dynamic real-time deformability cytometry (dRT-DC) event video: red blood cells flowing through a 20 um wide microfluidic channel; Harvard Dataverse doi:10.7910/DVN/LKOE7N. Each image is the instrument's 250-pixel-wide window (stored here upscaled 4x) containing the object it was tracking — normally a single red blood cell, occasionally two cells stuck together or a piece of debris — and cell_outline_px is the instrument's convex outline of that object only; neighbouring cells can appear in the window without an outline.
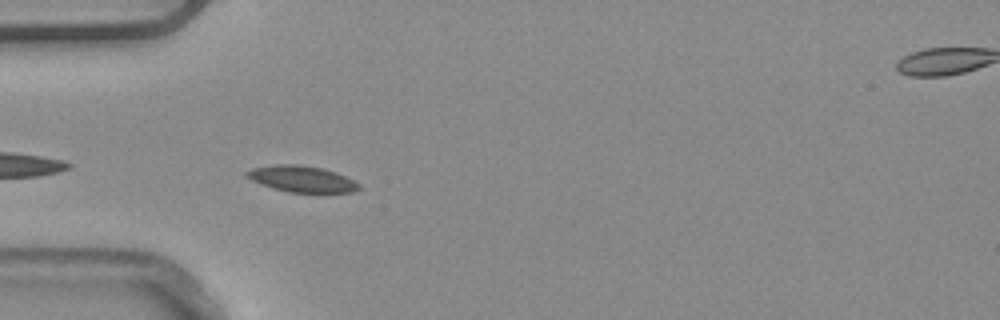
{"species": "common noctule bat (a hibernating species)", "species_latin": "Nyctalus noctula", "temperature_condition": "warm", "stored_images_in_passage": 3, "segment_of_instrument_passage": [1, 2], "camera_frame_rate_fps": 3000, "um_per_image_px": 0.085, "animal": {"sex": "male", "body_mass_g": 20.4}, "frame": {"image": 1, "passage_image": 2, "time_ms": 0.333, "image_size_px": [1000, 320], "cell_outline_px": [[360, 188], [352, 192], [288, 192], [272, 188], [260, 184], [244, 176], [244, 172], [252, 168], [276, 164], [296, 164], [320, 168], [336, 172], [360, 184]], "centroid_in_image_um": [25.59, 15.21], "position_along_channel_um": 59.4, "area_um2": 17.05}}